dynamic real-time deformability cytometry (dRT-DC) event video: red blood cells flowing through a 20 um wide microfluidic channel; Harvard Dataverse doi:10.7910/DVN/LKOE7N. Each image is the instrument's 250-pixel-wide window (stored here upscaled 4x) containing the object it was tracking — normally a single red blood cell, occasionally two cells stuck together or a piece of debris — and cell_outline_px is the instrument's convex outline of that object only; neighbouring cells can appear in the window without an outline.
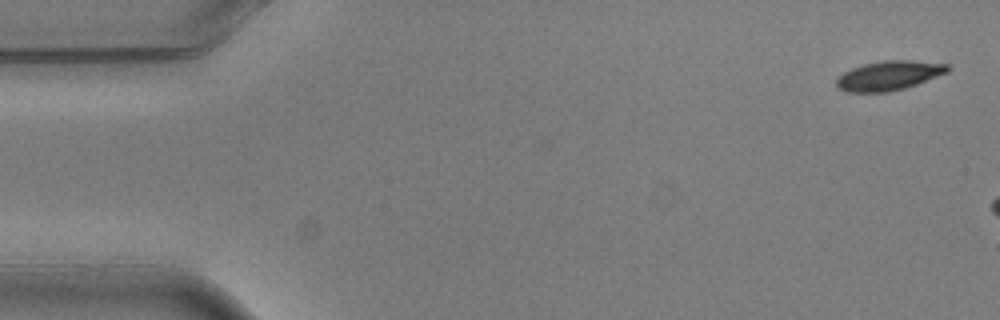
{"species": "common noctule bat (a hibernating species)", "species_latin": "Nyctalus noctula", "temperature_condition": "warm", "stored_images_in_passage": 3, "camera_frame_rate_fps": 3000, "um_per_image_px": 0.085, "animal": {"sex": "male", "body_mass_g": 20.5, "forearm_length_mm": 52.5}, "frame": {"image": 1, "passage_image": 1, "time_ms": 0.0, "image_size_px": [1000, 320], "cell_outline_px": [[952, 68], [948, 72], [916, 84], [904, 88], [888, 92], [844, 92], [836, 88], [836, 80], [844, 72], [852, 68], [864, 64], [884, 60], [912, 60], [948, 64]], "centroid_in_image_um": [75.55, 6.42], "position_along_channel_um": 9.4, "area_um2": 19.07}}